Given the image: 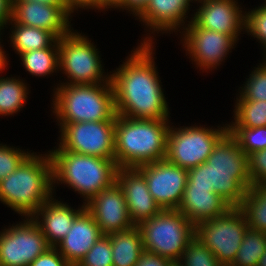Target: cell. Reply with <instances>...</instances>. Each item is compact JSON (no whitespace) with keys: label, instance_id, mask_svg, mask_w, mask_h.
<instances>
[{"label":"cell","instance_id":"6da1fadb","mask_svg":"<svg viewBox=\"0 0 266 266\" xmlns=\"http://www.w3.org/2000/svg\"><path fill=\"white\" fill-rule=\"evenodd\" d=\"M143 41L110 75L116 114L133 119L168 120V104L152 56V38Z\"/></svg>","mask_w":266,"mask_h":266},{"label":"cell","instance_id":"7a4b0ae2","mask_svg":"<svg viewBox=\"0 0 266 266\" xmlns=\"http://www.w3.org/2000/svg\"><path fill=\"white\" fill-rule=\"evenodd\" d=\"M252 186L248 156L228 131L207 160L188 170L186 188H213L231 207H239Z\"/></svg>","mask_w":266,"mask_h":266},{"label":"cell","instance_id":"3957f363","mask_svg":"<svg viewBox=\"0 0 266 266\" xmlns=\"http://www.w3.org/2000/svg\"><path fill=\"white\" fill-rule=\"evenodd\" d=\"M167 121L117 115L114 137L117 166L136 168L166 159L167 134L170 127Z\"/></svg>","mask_w":266,"mask_h":266},{"label":"cell","instance_id":"277c9868","mask_svg":"<svg viewBox=\"0 0 266 266\" xmlns=\"http://www.w3.org/2000/svg\"><path fill=\"white\" fill-rule=\"evenodd\" d=\"M46 156L29 154L0 181V201L22 216L32 217L52 196V162ZM40 156V157H39Z\"/></svg>","mask_w":266,"mask_h":266},{"label":"cell","instance_id":"5b68a950","mask_svg":"<svg viewBox=\"0 0 266 266\" xmlns=\"http://www.w3.org/2000/svg\"><path fill=\"white\" fill-rule=\"evenodd\" d=\"M49 155L54 185L56 181L68 184L82 194L84 204L116 181L119 167L115 159L81 155L60 147L50 151Z\"/></svg>","mask_w":266,"mask_h":266},{"label":"cell","instance_id":"8992f818","mask_svg":"<svg viewBox=\"0 0 266 266\" xmlns=\"http://www.w3.org/2000/svg\"><path fill=\"white\" fill-rule=\"evenodd\" d=\"M53 99L59 123L113 121L117 114L111 80L103 84H62Z\"/></svg>","mask_w":266,"mask_h":266},{"label":"cell","instance_id":"52a82bcc","mask_svg":"<svg viewBox=\"0 0 266 266\" xmlns=\"http://www.w3.org/2000/svg\"><path fill=\"white\" fill-rule=\"evenodd\" d=\"M137 226L144 251L172 262H179L185 247L195 236V225L177 209L162 210Z\"/></svg>","mask_w":266,"mask_h":266},{"label":"cell","instance_id":"ba28073f","mask_svg":"<svg viewBox=\"0 0 266 266\" xmlns=\"http://www.w3.org/2000/svg\"><path fill=\"white\" fill-rule=\"evenodd\" d=\"M248 225L243 212L231 207L224 215L195 225V237L223 266H230L237 255Z\"/></svg>","mask_w":266,"mask_h":266},{"label":"cell","instance_id":"9c48e42d","mask_svg":"<svg viewBox=\"0 0 266 266\" xmlns=\"http://www.w3.org/2000/svg\"><path fill=\"white\" fill-rule=\"evenodd\" d=\"M58 47L59 69L64 70L68 79H71L68 84H101L110 81V75L103 74L96 47L84 35L70 31L58 39Z\"/></svg>","mask_w":266,"mask_h":266},{"label":"cell","instance_id":"30bf717a","mask_svg":"<svg viewBox=\"0 0 266 266\" xmlns=\"http://www.w3.org/2000/svg\"><path fill=\"white\" fill-rule=\"evenodd\" d=\"M227 132L228 125L215 130L197 126L169 127L166 159L187 170L196 167L207 160Z\"/></svg>","mask_w":266,"mask_h":266},{"label":"cell","instance_id":"8fae6325","mask_svg":"<svg viewBox=\"0 0 266 266\" xmlns=\"http://www.w3.org/2000/svg\"><path fill=\"white\" fill-rule=\"evenodd\" d=\"M115 123L113 121H87L60 123L59 147L81 155L115 159Z\"/></svg>","mask_w":266,"mask_h":266},{"label":"cell","instance_id":"7c38bea8","mask_svg":"<svg viewBox=\"0 0 266 266\" xmlns=\"http://www.w3.org/2000/svg\"><path fill=\"white\" fill-rule=\"evenodd\" d=\"M50 247L39 226L28 217L0 232V266H29Z\"/></svg>","mask_w":266,"mask_h":266},{"label":"cell","instance_id":"4fadbf2b","mask_svg":"<svg viewBox=\"0 0 266 266\" xmlns=\"http://www.w3.org/2000/svg\"><path fill=\"white\" fill-rule=\"evenodd\" d=\"M144 176L150 194L162 210L178 209L186 188L188 170L167 159L136 167Z\"/></svg>","mask_w":266,"mask_h":266},{"label":"cell","instance_id":"5bb4252c","mask_svg":"<svg viewBox=\"0 0 266 266\" xmlns=\"http://www.w3.org/2000/svg\"><path fill=\"white\" fill-rule=\"evenodd\" d=\"M84 205L104 235L125 231L135 226L117 181L98 192Z\"/></svg>","mask_w":266,"mask_h":266},{"label":"cell","instance_id":"9a60e30c","mask_svg":"<svg viewBox=\"0 0 266 266\" xmlns=\"http://www.w3.org/2000/svg\"><path fill=\"white\" fill-rule=\"evenodd\" d=\"M183 29L186 51L202 70L219 66L237 42L230 35L197 27L192 21Z\"/></svg>","mask_w":266,"mask_h":266},{"label":"cell","instance_id":"2e32d148","mask_svg":"<svg viewBox=\"0 0 266 266\" xmlns=\"http://www.w3.org/2000/svg\"><path fill=\"white\" fill-rule=\"evenodd\" d=\"M71 16L65 5H46L37 2L12 1L11 23L36 27L52 32L58 39L72 29L69 25Z\"/></svg>","mask_w":266,"mask_h":266},{"label":"cell","instance_id":"e0dca14e","mask_svg":"<svg viewBox=\"0 0 266 266\" xmlns=\"http://www.w3.org/2000/svg\"><path fill=\"white\" fill-rule=\"evenodd\" d=\"M194 17L191 18L197 27L230 35L236 41L239 31L245 28L246 16L239 10L235 0H207L199 2Z\"/></svg>","mask_w":266,"mask_h":266},{"label":"cell","instance_id":"ac0fdd59","mask_svg":"<svg viewBox=\"0 0 266 266\" xmlns=\"http://www.w3.org/2000/svg\"><path fill=\"white\" fill-rule=\"evenodd\" d=\"M116 181L121 186L135 226L162 211L150 194L144 176L136 168H118Z\"/></svg>","mask_w":266,"mask_h":266},{"label":"cell","instance_id":"d6986e66","mask_svg":"<svg viewBox=\"0 0 266 266\" xmlns=\"http://www.w3.org/2000/svg\"><path fill=\"white\" fill-rule=\"evenodd\" d=\"M103 235L96 221L84 208L76 216L72 228L56 248L71 266H77Z\"/></svg>","mask_w":266,"mask_h":266},{"label":"cell","instance_id":"ffe728a7","mask_svg":"<svg viewBox=\"0 0 266 266\" xmlns=\"http://www.w3.org/2000/svg\"><path fill=\"white\" fill-rule=\"evenodd\" d=\"M57 201H54V198L51 197L31 217L39 226L51 247H56L68 234L76 216L85 208V205H82L80 209L75 210L69 207L68 204ZM38 216L42 217V222L39 221Z\"/></svg>","mask_w":266,"mask_h":266},{"label":"cell","instance_id":"44dd1931","mask_svg":"<svg viewBox=\"0 0 266 266\" xmlns=\"http://www.w3.org/2000/svg\"><path fill=\"white\" fill-rule=\"evenodd\" d=\"M231 206L213 188H185L178 211L194 225L224 215Z\"/></svg>","mask_w":266,"mask_h":266},{"label":"cell","instance_id":"7402d4cb","mask_svg":"<svg viewBox=\"0 0 266 266\" xmlns=\"http://www.w3.org/2000/svg\"><path fill=\"white\" fill-rule=\"evenodd\" d=\"M190 1L193 0H149L138 17L145 25L150 26V30L153 28V31L175 32L180 24H185L184 16L189 9Z\"/></svg>","mask_w":266,"mask_h":266},{"label":"cell","instance_id":"603a6c76","mask_svg":"<svg viewBox=\"0 0 266 266\" xmlns=\"http://www.w3.org/2000/svg\"><path fill=\"white\" fill-rule=\"evenodd\" d=\"M111 241L113 266H136L144 252L138 226L107 235Z\"/></svg>","mask_w":266,"mask_h":266},{"label":"cell","instance_id":"cb8c5ba5","mask_svg":"<svg viewBox=\"0 0 266 266\" xmlns=\"http://www.w3.org/2000/svg\"><path fill=\"white\" fill-rule=\"evenodd\" d=\"M11 43L18 54L47 47H58V38L48 30L14 23ZM53 43V44H52Z\"/></svg>","mask_w":266,"mask_h":266},{"label":"cell","instance_id":"d4e9b609","mask_svg":"<svg viewBox=\"0 0 266 266\" xmlns=\"http://www.w3.org/2000/svg\"><path fill=\"white\" fill-rule=\"evenodd\" d=\"M249 229L266 232V185L251 186L238 207Z\"/></svg>","mask_w":266,"mask_h":266},{"label":"cell","instance_id":"484cf974","mask_svg":"<svg viewBox=\"0 0 266 266\" xmlns=\"http://www.w3.org/2000/svg\"><path fill=\"white\" fill-rule=\"evenodd\" d=\"M20 57L24 68L35 76H46L59 69V47L29 51L20 54Z\"/></svg>","mask_w":266,"mask_h":266},{"label":"cell","instance_id":"4316f807","mask_svg":"<svg viewBox=\"0 0 266 266\" xmlns=\"http://www.w3.org/2000/svg\"><path fill=\"white\" fill-rule=\"evenodd\" d=\"M27 87L14 78H0V115H12L20 111L27 99Z\"/></svg>","mask_w":266,"mask_h":266},{"label":"cell","instance_id":"83f0119b","mask_svg":"<svg viewBox=\"0 0 266 266\" xmlns=\"http://www.w3.org/2000/svg\"><path fill=\"white\" fill-rule=\"evenodd\" d=\"M266 251V232L247 228L234 262L230 266H257Z\"/></svg>","mask_w":266,"mask_h":266},{"label":"cell","instance_id":"f1b7e54d","mask_svg":"<svg viewBox=\"0 0 266 266\" xmlns=\"http://www.w3.org/2000/svg\"><path fill=\"white\" fill-rule=\"evenodd\" d=\"M234 120L228 127L266 126V101H236ZM234 123V124H233Z\"/></svg>","mask_w":266,"mask_h":266},{"label":"cell","instance_id":"f546056e","mask_svg":"<svg viewBox=\"0 0 266 266\" xmlns=\"http://www.w3.org/2000/svg\"><path fill=\"white\" fill-rule=\"evenodd\" d=\"M228 131L238 141L240 148L247 156L252 152L266 149V126L228 127Z\"/></svg>","mask_w":266,"mask_h":266},{"label":"cell","instance_id":"4dcf8cb0","mask_svg":"<svg viewBox=\"0 0 266 266\" xmlns=\"http://www.w3.org/2000/svg\"><path fill=\"white\" fill-rule=\"evenodd\" d=\"M178 263L181 266H223L205 244L195 236L185 247Z\"/></svg>","mask_w":266,"mask_h":266},{"label":"cell","instance_id":"1f68e13d","mask_svg":"<svg viewBox=\"0 0 266 266\" xmlns=\"http://www.w3.org/2000/svg\"><path fill=\"white\" fill-rule=\"evenodd\" d=\"M237 101H266V61L252 71Z\"/></svg>","mask_w":266,"mask_h":266},{"label":"cell","instance_id":"d6a6232c","mask_svg":"<svg viewBox=\"0 0 266 266\" xmlns=\"http://www.w3.org/2000/svg\"><path fill=\"white\" fill-rule=\"evenodd\" d=\"M77 266H113L110 238L103 235Z\"/></svg>","mask_w":266,"mask_h":266},{"label":"cell","instance_id":"836d02e7","mask_svg":"<svg viewBox=\"0 0 266 266\" xmlns=\"http://www.w3.org/2000/svg\"><path fill=\"white\" fill-rule=\"evenodd\" d=\"M244 15L246 16L245 30L257 38L266 48V4L264 6L262 4L258 9L256 8Z\"/></svg>","mask_w":266,"mask_h":266},{"label":"cell","instance_id":"e575fe53","mask_svg":"<svg viewBox=\"0 0 266 266\" xmlns=\"http://www.w3.org/2000/svg\"><path fill=\"white\" fill-rule=\"evenodd\" d=\"M19 148L0 144V181L14 172L20 163L29 155Z\"/></svg>","mask_w":266,"mask_h":266},{"label":"cell","instance_id":"d590c367","mask_svg":"<svg viewBox=\"0 0 266 266\" xmlns=\"http://www.w3.org/2000/svg\"><path fill=\"white\" fill-rule=\"evenodd\" d=\"M248 170L252 186L266 185V149L248 155Z\"/></svg>","mask_w":266,"mask_h":266},{"label":"cell","instance_id":"8d00e7d4","mask_svg":"<svg viewBox=\"0 0 266 266\" xmlns=\"http://www.w3.org/2000/svg\"><path fill=\"white\" fill-rule=\"evenodd\" d=\"M29 266H71L68 261L58 252L56 247H50L46 252L39 255Z\"/></svg>","mask_w":266,"mask_h":266},{"label":"cell","instance_id":"74e56055","mask_svg":"<svg viewBox=\"0 0 266 266\" xmlns=\"http://www.w3.org/2000/svg\"><path fill=\"white\" fill-rule=\"evenodd\" d=\"M173 262L157 254L144 251L136 266H171Z\"/></svg>","mask_w":266,"mask_h":266},{"label":"cell","instance_id":"f35d334b","mask_svg":"<svg viewBox=\"0 0 266 266\" xmlns=\"http://www.w3.org/2000/svg\"><path fill=\"white\" fill-rule=\"evenodd\" d=\"M65 8L69 14L73 13L74 9L79 8H97V0H64ZM77 7V8H76Z\"/></svg>","mask_w":266,"mask_h":266},{"label":"cell","instance_id":"ab89813d","mask_svg":"<svg viewBox=\"0 0 266 266\" xmlns=\"http://www.w3.org/2000/svg\"><path fill=\"white\" fill-rule=\"evenodd\" d=\"M12 19V0H0V29Z\"/></svg>","mask_w":266,"mask_h":266},{"label":"cell","instance_id":"60d3db41","mask_svg":"<svg viewBox=\"0 0 266 266\" xmlns=\"http://www.w3.org/2000/svg\"><path fill=\"white\" fill-rule=\"evenodd\" d=\"M149 0H124L121 8H128L126 10L132 11L134 15L138 16L147 6Z\"/></svg>","mask_w":266,"mask_h":266},{"label":"cell","instance_id":"b9f144b4","mask_svg":"<svg viewBox=\"0 0 266 266\" xmlns=\"http://www.w3.org/2000/svg\"><path fill=\"white\" fill-rule=\"evenodd\" d=\"M124 3V0H97V7L98 9H105V8H115L121 7Z\"/></svg>","mask_w":266,"mask_h":266},{"label":"cell","instance_id":"7bdbcfd3","mask_svg":"<svg viewBox=\"0 0 266 266\" xmlns=\"http://www.w3.org/2000/svg\"><path fill=\"white\" fill-rule=\"evenodd\" d=\"M12 1L37 2L46 5H64V0H12Z\"/></svg>","mask_w":266,"mask_h":266},{"label":"cell","instance_id":"ee69618b","mask_svg":"<svg viewBox=\"0 0 266 266\" xmlns=\"http://www.w3.org/2000/svg\"><path fill=\"white\" fill-rule=\"evenodd\" d=\"M0 32H1V29H0ZM6 59L7 58H6L5 52L2 50V47L0 46V71H2L8 65Z\"/></svg>","mask_w":266,"mask_h":266},{"label":"cell","instance_id":"f6af8a7d","mask_svg":"<svg viewBox=\"0 0 266 266\" xmlns=\"http://www.w3.org/2000/svg\"><path fill=\"white\" fill-rule=\"evenodd\" d=\"M257 266H266V251H265L264 254L260 257Z\"/></svg>","mask_w":266,"mask_h":266},{"label":"cell","instance_id":"bcb514c9","mask_svg":"<svg viewBox=\"0 0 266 266\" xmlns=\"http://www.w3.org/2000/svg\"><path fill=\"white\" fill-rule=\"evenodd\" d=\"M171 266H181L178 262H173Z\"/></svg>","mask_w":266,"mask_h":266}]
</instances>
